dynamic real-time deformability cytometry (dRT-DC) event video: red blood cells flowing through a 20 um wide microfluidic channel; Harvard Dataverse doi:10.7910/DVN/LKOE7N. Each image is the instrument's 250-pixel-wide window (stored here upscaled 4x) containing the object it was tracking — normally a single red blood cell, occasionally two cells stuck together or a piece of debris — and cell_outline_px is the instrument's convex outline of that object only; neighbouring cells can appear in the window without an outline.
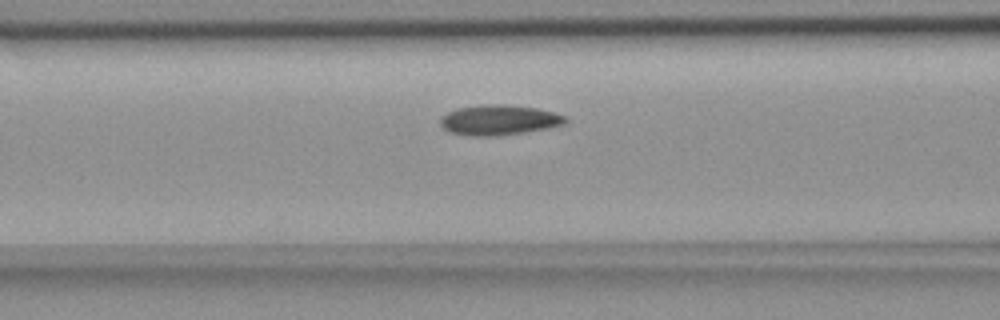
{"species": "common noctule bat (a hibernating species)", "species_latin": "Nyctalus noctula", "temperature_condition": "room temperature", "stored_images_in_passage": 37, "camera_frame_rate_fps": 3000, "um_per_image_px": 0.085, "animal": {"sex": "female", "body_mass_g": 18.4}, "frame": {"image": 1, "passage_image": 11, "time_ms": 3.333, "image_size_px": [1000, 320], "cell_outline_px": [[568, 120], [564, 124], [548, 128], [500, 136], [472, 136], [448, 132], [440, 124], [440, 116], [456, 108], [484, 104], [504, 104], [536, 108], [556, 112], [568, 116]], "centroid_in_image_um": [42.42, 10.2], "position_along_channel_um": 124.2, "area_um2": 22.31}}
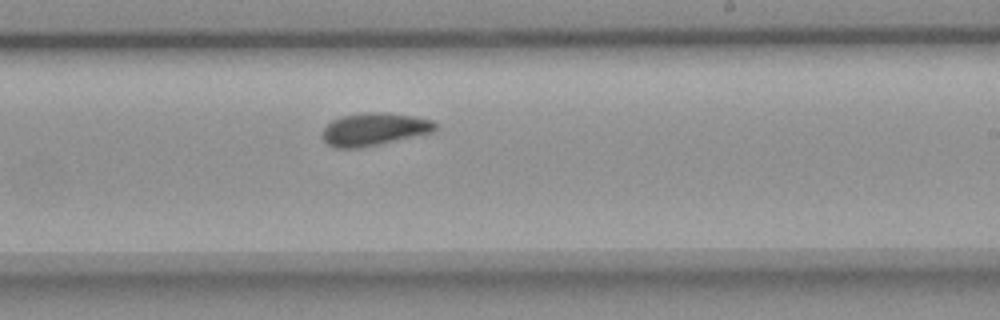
{"frame": {"image": 2, "passage_image": 22, "time_ms": 7.0, "image_size_px": [1000, 320], "cell_outline_px": [[436, 128], [432, 132], [380, 144], [360, 148], [336, 148], [328, 144], [320, 136], [324, 128], [332, 120], [344, 116], [364, 112], [388, 112], [412, 116], [432, 120], [436, 124]], "centroid_in_image_um": [31.77, 10.98], "position_along_channel_um": 257.2, "area_um2": 21.44}}
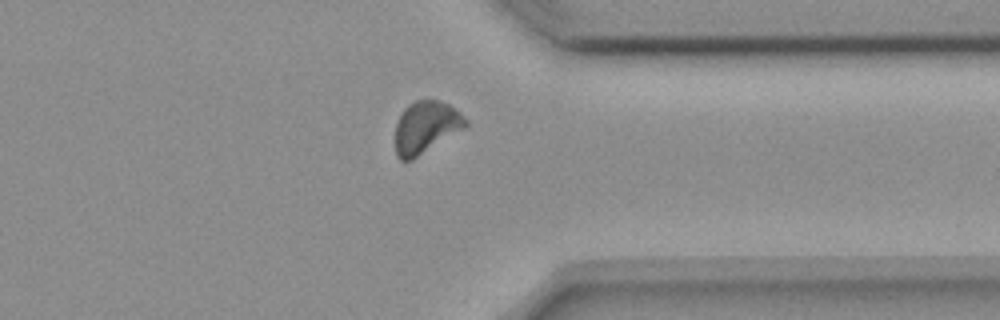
{"frame": {"image": 3, "passage_image": 32, "time_ms": 10.333, "image_size_px": [1000, 320], "cell_outline_px": [[468, 124], [464, 128], [412, 160], [400, 160], [396, 156], [396, 124], [400, 112], [408, 104], [416, 100], [440, 100], [456, 108], [468, 120]], "centroid_in_image_um": [36.19, 10.79], "position_along_channel_um": 375.2, "area_um2": 21.39}}